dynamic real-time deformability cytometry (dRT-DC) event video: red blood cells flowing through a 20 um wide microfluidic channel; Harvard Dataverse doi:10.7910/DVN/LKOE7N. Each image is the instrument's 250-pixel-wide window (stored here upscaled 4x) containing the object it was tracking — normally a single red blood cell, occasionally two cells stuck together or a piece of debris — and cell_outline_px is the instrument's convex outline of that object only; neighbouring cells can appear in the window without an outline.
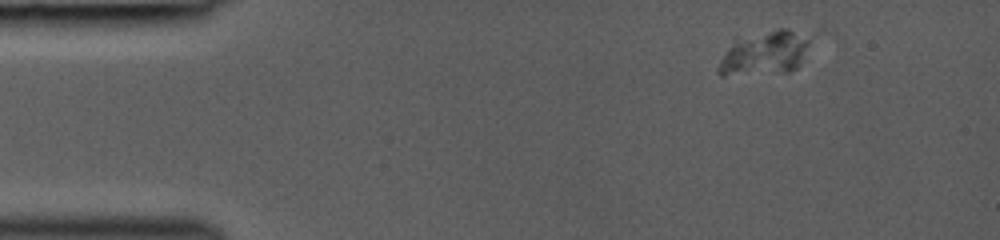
{"species": "common noctule bat (a hibernating species)", "species_latin": "Nyctalus noctula", "temperature_condition": "room temperature", "stored_images_in_passage": 7, "camera_frame_rate_fps": 3000, "um_per_image_px": 0.085, "animal": {"sex": "female", "body_mass_g": 19.0, "forearm_length_mm": 53.3}, "frame": {"image": 1, "passage_image": 1, "time_ms": 0.0, "image_size_px": [1000, 240], "cell_outline_px": [[808, 44], [796, 68], [788, 72], [724, 76], [720, 76], [716, 68], [720, 60], [728, 48], [736, 40], [780, 28], [788, 28], [808, 36]], "centroid_in_image_um": [64.95, 4.55], "position_along_channel_um": 20.0, "area_um2": 22.83}}